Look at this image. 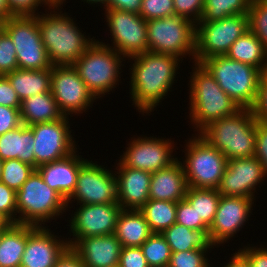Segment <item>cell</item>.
Wrapping results in <instances>:
<instances>
[{
    "mask_svg": "<svg viewBox=\"0 0 267 267\" xmlns=\"http://www.w3.org/2000/svg\"><path fill=\"white\" fill-rule=\"evenodd\" d=\"M127 60V64L130 63L128 93L131 105L139 112V116H150L174 91L172 88L178 81L177 74H180V64L183 61L176 56L150 51L131 56Z\"/></svg>",
    "mask_w": 267,
    "mask_h": 267,
    "instance_id": "1",
    "label": "cell"
},
{
    "mask_svg": "<svg viewBox=\"0 0 267 267\" xmlns=\"http://www.w3.org/2000/svg\"><path fill=\"white\" fill-rule=\"evenodd\" d=\"M62 9L46 8L43 9L45 13L42 11L37 14L42 43L52 66L73 65L95 41L94 36L87 35L77 25L79 23H76L75 16L71 17L72 14Z\"/></svg>",
    "mask_w": 267,
    "mask_h": 267,
    "instance_id": "2",
    "label": "cell"
},
{
    "mask_svg": "<svg viewBox=\"0 0 267 267\" xmlns=\"http://www.w3.org/2000/svg\"><path fill=\"white\" fill-rule=\"evenodd\" d=\"M188 87L189 116L193 132L199 133L209 123L233 115L240 109L221 89L209 71L201 64H192Z\"/></svg>",
    "mask_w": 267,
    "mask_h": 267,
    "instance_id": "3",
    "label": "cell"
},
{
    "mask_svg": "<svg viewBox=\"0 0 267 267\" xmlns=\"http://www.w3.org/2000/svg\"><path fill=\"white\" fill-rule=\"evenodd\" d=\"M198 134L228 160L255 155L256 118L251 109L240 108L233 115L209 123Z\"/></svg>",
    "mask_w": 267,
    "mask_h": 267,
    "instance_id": "4",
    "label": "cell"
},
{
    "mask_svg": "<svg viewBox=\"0 0 267 267\" xmlns=\"http://www.w3.org/2000/svg\"><path fill=\"white\" fill-rule=\"evenodd\" d=\"M126 61L123 55L95 39L73 64V67L99 101L104 96L113 93L114 89L120 85L119 83H122L121 77L123 68H126Z\"/></svg>",
    "mask_w": 267,
    "mask_h": 267,
    "instance_id": "5",
    "label": "cell"
},
{
    "mask_svg": "<svg viewBox=\"0 0 267 267\" xmlns=\"http://www.w3.org/2000/svg\"><path fill=\"white\" fill-rule=\"evenodd\" d=\"M17 224L48 226L67 214L66 201L35 171L16 192ZM65 212V213H64ZM61 216V217H60Z\"/></svg>",
    "mask_w": 267,
    "mask_h": 267,
    "instance_id": "6",
    "label": "cell"
},
{
    "mask_svg": "<svg viewBox=\"0 0 267 267\" xmlns=\"http://www.w3.org/2000/svg\"><path fill=\"white\" fill-rule=\"evenodd\" d=\"M201 64L236 105L240 108H252L263 75L260 69L232 60L226 55L207 58Z\"/></svg>",
    "mask_w": 267,
    "mask_h": 267,
    "instance_id": "7",
    "label": "cell"
},
{
    "mask_svg": "<svg viewBox=\"0 0 267 267\" xmlns=\"http://www.w3.org/2000/svg\"><path fill=\"white\" fill-rule=\"evenodd\" d=\"M180 145L184 156L178 158L183 165L188 187L217 189L228 159L198 133H193ZM185 157V158H184Z\"/></svg>",
    "mask_w": 267,
    "mask_h": 267,
    "instance_id": "8",
    "label": "cell"
},
{
    "mask_svg": "<svg viewBox=\"0 0 267 267\" xmlns=\"http://www.w3.org/2000/svg\"><path fill=\"white\" fill-rule=\"evenodd\" d=\"M148 51L190 59L194 63L196 24L182 16L172 15L146 20Z\"/></svg>",
    "mask_w": 267,
    "mask_h": 267,
    "instance_id": "9",
    "label": "cell"
},
{
    "mask_svg": "<svg viewBox=\"0 0 267 267\" xmlns=\"http://www.w3.org/2000/svg\"><path fill=\"white\" fill-rule=\"evenodd\" d=\"M249 30L248 13L196 24L194 62L226 55L233 42Z\"/></svg>",
    "mask_w": 267,
    "mask_h": 267,
    "instance_id": "10",
    "label": "cell"
},
{
    "mask_svg": "<svg viewBox=\"0 0 267 267\" xmlns=\"http://www.w3.org/2000/svg\"><path fill=\"white\" fill-rule=\"evenodd\" d=\"M106 32L110 35L111 44L98 41L113 48L126 59L148 51L147 23L139 14L116 9H105ZM108 29V30H107ZM104 41V42H103Z\"/></svg>",
    "mask_w": 267,
    "mask_h": 267,
    "instance_id": "11",
    "label": "cell"
},
{
    "mask_svg": "<svg viewBox=\"0 0 267 267\" xmlns=\"http://www.w3.org/2000/svg\"><path fill=\"white\" fill-rule=\"evenodd\" d=\"M5 32L16 50L18 69L51 68L46 48L42 43L36 16H12L4 21Z\"/></svg>",
    "mask_w": 267,
    "mask_h": 267,
    "instance_id": "12",
    "label": "cell"
},
{
    "mask_svg": "<svg viewBox=\"0 0 267 267\" xmlns=\"http://www.w3.org/2000/svg\"><path fill=\"white\" fill-rule=\"evenodd\" d=\"M157 135L147 136L140 135L130 137L127 141L125 151L120 155L119 160L125 167L139 169L154 173L168 167L174 163L179 157H176V149L178 150L174 139L156 137ZM175 150V151H174ZM174 154V155H173Z\"/></svg>",
    "mask_w": 267,
    "mask_h": 267,
    "instance_id": "13",
    "label": "cell"
},
{
    "mask_svg": "<svg viewBox=\"0 0 267 267\" xmlns=\"http://www.w3.org/2000/svg\"><path fill=\"white\" fill-rule=\"evenodd\" d=\"M87 160L77 176V183L66 206L118 203L117 180L113 168Z\"/></svg>",
    "mask_w": 267,
    "mask_h": 267,
    "instance_id": "14",
    "label": "cell"
},
{
    "mask_svg": "<svg viewBox=\"0 0 267 267\" xmlns=\"http://www.w3.org/2000/svg\"><path fill=\"white\" fill-rule=\"evenodd\" d=\"M78 205L67 206V212L73 207L75 210L69 213L71 218L67 219L69 224L66 225L69 226V232L66 235V238L68 234L70 235L67 238L69 247L80 238L109 235L115 232L117 220L122 211L118 203Z\"/></svg>",
    "mask_w": 267,
    "mask_h": 267,
    "instance_id": "15",
    "label": "cell"
},
{
    "mask_svg": "<svg viewBox=\"0 0 267 267\" xmlns=\"http://www.w3.org/2000/svg\"><path fill=\"white\" fill-rule=\"evenodd\" d=\"M71 118L63 116L52 122L31 125L34 137L35 169L72 154L78 147ZM72 133V134H71ZM77 142V143H76Z\"/></svg>",
    "mask_w": 267,
    "mask_h": 267,
    "instance_id": "16",
    "label": "cell"
},
{
    "mask_svg": "<svg viewBox=\"0 0 267 267\" xmlns=\"http://www.w3.org/2000/svg\"><path fill=\"white\" fill-rule=\"evenodd\" d=\"M51 92L60 112L70 118L90 112L93 103L98 101L73 65L52 66Z\"/></svg>",
    "mask_w": 267,
    "mask_h": 267,
    "instance_id": "17",
    "label": "cell"
},
{
    "mask_svg": "<svg viewBox=\"0 0 267 267\" xmlns=\"http://www.w3.org/2000/svg\"><path fill=\"white\" fill-rule=\"evenodd\" d=\"M255 200L246 197L221 196L215 214L214 221L209 228L208 234L212 244L219 248L241 231L248 222L253 210Z\"/></svg>",
    "mask_w": 267,
    "mask_h": 267,
    "instance_id": "18",
    "label": "cell"
},
{
    "mask_svg": "<svg viewBox=\"0 0 267 267\" xmlns=\"http://www.w3.org/2000/svg\"><path fill=\"white\" fill-rule=\"evenodd\" d=\"M264 180L267 177L257 157L229 159L217 191L221 196L246 197L257 201V191L260 185H265Z\"/></svg>",
    "mask_w": 267,
    "mask_h": 267,
    "instance_id": "19",
    "label": "cell"
},
{
    "mask_svg": "<svg viewBox=\"0 0 267 267\" xmlns=\"http://www.w3.org/2000/svg\"><path fill=\"white\" fill-rule=\"evenodd\" d=\"M48 227L27 225V244L20 267H54L69 247L66 236L62 237Z\"/></svg>",
    "mask_w": 267,
    "mask_h": 267,
    "instance_id": "20",
    "label": "cell"
},
{
    "mask_svg": "<svg viewBox=\"0 0 267 267\" xmlns=\"http://www.w3.org/2000/svg\"><path fill=\"white\" fill-rule=\"evenodd\" d=\"M114 164L118 204L124 210H140L149 200L152 173L125 167L119 160Z\"/></svg>",
    "mask_w": 267,
    "mask_h": 267,
    "instance_id": "21",
    "label": "cell"
},
{
    "mask_svg": "<svg viewBox=\"0 0 267 267\" xmlns=\"http://www.w3.org/2000/svg\"><path fill=\"white\" fill-rule=\"evenodd\" d=\"M79 147L70 155L36 168L44 182L65 201L74 192L80 167L88 160L79 155ZM79 152V153H78Z\"/></svg>",
    "mask_w": 267,
    "mask_h": 267,
    "instance_id": "22",
    "label": "cell"
},
{
    "mask_svg": "<svg viewBox=\"0 0 267 267\" xmlns=\"http://www.w3.org/2000/svg\"><path fill=\"white\" fill-rule=\"evenodd\" d=\"M70 248L86 267H116L122 245L113 233L80 238Z\"/></svg>",
    "mask_w": 267,
    "mask_h": 267,
    "instance_id": "23",
    "label": "cell"
},
{
    "mask_svg": "<svg viewBox=\"0 0 267 267\" xmlns=\"http://www.w3.org/2000/svg\"><path fill=\"white\" fill-rule=\"evenodd\" d=\"M188 184L179 159L152 173L149 199L178 202L185 199Z\"/></svg>",
    "mask_w": 267,
    "mask_h": 267,
    "instance_id": "24",
    "label": "cell"
},
{
    "mask_svg": "<svg viewBox=\"0 0 267 267\" xmlns=\"http://www.w3.org/2000/svg\"><path fill=\"white\" fill-rule=\"evenodd\" d=\"M34 142L32 127L22 124L0 135V159H18L35 168Z\"/></svg>",
    "mask_w": 267,
    "mask_h": 267,
    "instance_id": "25",
    "label": "cell"
},
{
    "mask_svg": "<svg viewBox=\"0 0 267 267\" xmlns=\"http://www.w3.org/2000/svg\"><path fill=\"white\" fill-rule=\"evenodd\" d=\"M152 234L140 210L122 209L114 232L122 247H140Z\"/></svg>",
    "mask_w": 267,
    "mask_h": 267,
    "instance_id": "26",
    "label": "cell"
},
{
    "mask_svg": "<svg viewBox=\"0 0 267 267\" xmlns=\"http://www.w3.org/2000/svg\"><path fill=\"white\" fill-rule=\"evenodd\" d=\"M51 74L52 67L39 70L16 69L5 76L22 102L30 96L50 92Z\"/></svg>",
    "mask_w": 267,
    "mask_h": 267,
    "instance_id": "27",
    "label": "cell"
},
{
    "mask_svg": "<svg viewBox=\"0 0 267 267\" xmlns=\"http://www.w3.org/2000/svg\"><path fill=\"white\" fill-rule=\"evenodd\" d=\"M20 114L22 124L26 126L56 121L64 116L60 112L51 91L30 96L23 100L21 102Z\"/></svg>",
    "mask_w": 267,
    "mask_h": 267,
    "instance_id": "28",
    "label": "cell"
},
{
    "mask_svg": "<svg viewBox=\"0 0 267 267\" xmlns=\"http://www.w3.org/2000/svg\"><path fill=\"white\" fill-rule=\"evenodd\" d=\"M208 231L209 229L192 230L175 222L161 234L164 236L172 252L193 249H215L209 238Z\"/></svg>",
    "mask_w": 267,
    "mask_h": 267,
    "instance_id": "29",
    "label": "cell"
},
{
    "mask_svg": "<svg viewBox=\"0 0 267 267\" xmlns=\"http://www.w3.org/2000/svg\"><path fill=\"white\" fill-rule=\"evenodd\" d=\"M226 56L267 72V51L250 29L233 42Z\"/></svg>",
    "mask_w": 267,
    "mask_h": 267,
    "instance_id": "30",
    "label": "cell"
},
{
    "mask_svg": "<svg viewBox=\"0 0 267 267\" xmlns=\"http://www.w3.org/2000/svg\"><path fill=\"white\" fill-rule=\"evenodd\" d=\"M27 244V225L9 224L0 235V267H20Z\"/></svg>",
    "mask_w": 267,
    "mask_h": 267,
    "instance_id": "31",
    "label": "cell"
},
{
    "mask_svg": "<svg viewBox=\"0 0 267 267\" xmlns=\"http://www.w3.org/2000/svg\"><path fill=\"white\" fill-rule=\"evenodd\" d=\"M177 202L149 199L140 211L153 233H162L176 222Z\"/></svg>",
    "mask_w": 267,
    "mask_h": 267,
    "instance_id": "32",
    "label": "cell"
},
{
    "mask_svg": "<svg viewBox=\"0 0 267 267\" xmlns=\"http://www.w3.org/2000/svg\"><path fill=\"white\" fill-rule=\"evenodd\" d=\"M221 195L217 189L188 187L185 199L195 208L198 219L210 228L219 205Z\"/></svg>",
    "mask_w": 267,
    "mask_h": 267,
    "instance_id": "33",
    "label": "cell"
},
{
    "mask_svg": "<svg viewBox=\"0 0 267 267\" xmlns=\"http://www.w3.org/2000/svg\"><path fill=\"white\" fill-rule=\"evenodd\" d=\"M251 0H204L200 21H216L249 11Z\"/></svg>",
    "mask_w": 267,
    "mask_h": 267,
    "instance_id": "34",
    "label": "cell"
},
{
    "mask_svg": "<svg viewBox=\"0 0 267 267\" xmlns=\"http://www.w3.org/2000/svg\"><path fill=\"white\" fill-rule=\"evenodd\" d=\"M140 248L148 265L169 264L172 251L161 233H153Z\"/></svg>",
    "mask_w": 267,
    "mask_h": 267,
    "instance_id": "35",
    "label": "cell"
},
{
    "mask_svg": "<svg viewBox=\"0 0 267 267\" xmlns=\"http://www.w3.org/2000/svg\"><path fill=\"white\" fill-rule=\"evenodd\" d=\"M34 171L33 166L18 159L5 160L0 181L17 192Z\"/></svg>",
    "mask_w": 267,
    "mask_h": 267,
    "instance_id": "36",
    "label": "cell"
},
{
    "mask_svg": "<svg viewBox=\"0 0 267 267\" xmlns=\"http://www.w3.org/2000/svg\"><path fill=\"white\" fill-rule=\"evenodd\" d=\"M248 16L249 29L262 42L267 51V0H251Z\"/></svg>",
    "mask_w": 267,
    "mask_h": 267,
    "instance_id": "37",
    "label": "cell"
},
{
    "mask_svg": "<svg viewBox=\"0 0 267 267\" xmlns=\"http://www.w3.org/2000/svg\"><path fill=\"white\" fill-rule=\"evenodd\" d=\"M212 249H193L188 251L172 252L170 267H214L210 264Z\"/></svg>",
    "mask_w": 267,
    "mask_h": 267,
    "instance_id": "38",
    "label": "cell"
},
{
    "mask_svg": "<svg viewBox=\"0 0 267 267\" xmlns=\"http://www.w3.org/2000/svg\"><path fill=\"white\" fill-rule=\"evenodd\" d=\"M145 20L175 15L173 0H142L139 13Z\"/></svg>",
    "mask_w": 267,
    "mask_h": 267,
    "instance_id": "39",
    "label": "cell"
},
{
    "mask_svg": "<svg viewBox=\"0 0 267 267\" xmlns=\"http://www.w3.org/2000/svg\"><path fill=\"white\" fill-rule=\"evenodd\" d=\"M18 69L16 50L10 36L4 31L0 37V75Z\"/></svg>",
    "mask_w": 267,
    "mask_h": 267,
    "instance_id": "40",
    "label": "cell"
},
{
    "mask_svg": "<svg viewBox=\"0 0 267 267\" xmlns=\"http://www.w3.org/2000/svg\"><path fill=\"white\" fill-rule=\"evenodd\" d=\"M0 216L9 224H17L16 191L0 181Z\"/></svg>",
    "mask_w": 267,
    "mask_h": 267,
    "instance_id": "41",
    "label": "cell"
},
{
    "mask_svg": "<svg viewBox=\"0 0 267 267\" xmlns=\"http://www.w3.org/2000/svg\"><path fill=\"white\" fill-rule=\"evenodd\" d=\"M176 223L192 230L209 229L202 219H198L195 208L186 199L177 202Z\"/></svg>",
    "mask_w": 267,
    "mask_h": 267,
    "instance_id": "42",
    "label": "cell"
},
{
    "mask_svg": "<svg viewBox=\"0 0 267 267\" xmlns=\"http://www.w3.org/2000/svg\"><path fill=\"white\" fill-rule=\"evenodd\" d=\"M175 15L182 16L197 24L204 11V0H173Z\"/></svg>",
    "mask_w": 267,
    "mask_h": 267,
    "instance_id": "43",
    "label": "cell"
},
{
    "mask_svg": "<svg viewBox=\"0 0 267 267\" xmlns=\"http://www.w3.org/2000/svg\"><path fill=\"white\" fill-rule=\"evenodd\" d=\"M12 16H36L40 8H48L43 0H7Z\"/></svg>",
    "mask_w": 267,
    "mask_h": 267,
    "instance_id": "44",
    "label": "cell"
},
{
    "mask_svg": "<svg viewBox=\"0 0 267 267\" xmlns=\"http://www.w3.org/2000/svg\"><path fill=\"white\" fill-rule=\"evenodd\" d=\"M241 243L237 251L248 261L251 267H267V246ZM267 245V244H266Z\"/></svg>",
    "mask_w": 267,
    "mask_h": 267,
    "instance_id": "45",
    "label": "cell"
},
{
    "mask_svg": "<svg viewBox=\"0 0 267 267\" xmlns=\"http://www.w3.org/2000/svg\"><path fill=\"white\" fill-rule=\"evenodd\" d=\"M251 111L257 121L267 123V72L260 78L257 97Z\"/></svg>",
    "mask_w": 267,
    "mask_h": 267,
    "instance_id": "46",
    "label": "cell"
},
{
    "mask_svg": "<svg viewBox=\"0 0 267 267\" xmlns=\"http://www.w3.org/2000/svg\"><path fill=\"white\" fill-rule=\"evenodd\" d=\"M119 267H147L148 262L145 259L140 247H122L119 258Z\"/></svg>",
    "mask_w": 267,
    "mask_h": 267,
    "instance_id": "47",
    "label": "cell"
},
{
    "mask_svg": "<svg viewBox=\"0 0 267 267\" xmlns=\"http://www.w3.org/2000/svg\"><path fill=\"white\" fill-rule=\"evenodd\" d=\"M20 109L0 105V135L22 125Z\"/></svg>",
    "mask_w": 267,
    "mask_h": 267,
    "instance_id": "48",
    "label": "cell"
},
{
    "mask_svg": "<svg viewBox=\"0 0 267 267\" xmlns=\"http://www.w3.org/2000/svg\"><path fill=\"white\" fill-rule=\"evenodd\" d=\"M255 157L259 159L267 177V123L256 120Z\"/></svg>",
    "mask_w": 267,
    "mask_h": 267,
    "instance_id": "49",
    "label": "cell"
},
{
    "mask_svg": "<svg viewBox=\"0 0 267 267\" xmlns=\"http://www.w3.org/2000/svg\"><path fill=\"white\" fill-rule=\"evenodd\" d=\"M0 105L10 108H21V101L17 93L4 75H0Z\"/></svg>",
    "mask_w": 267,
    "mask_h": 267,
    "instance_id": "50",
    "label": "cell"
},
{
    "mask_svg": "<svg viewBox=\"0 0 267 267\" xmlns=\"http://www.w3.org/2000/svg\"><path fill=\"white\" fill-rule=\"evenodd\" d=\"M142 0H107L104 9H116L139 14Z\"/></svg>",
    "mask_w": 267,
    "mask_h": 267,
    "instance_id": "51",
    "label": "cell"
},
{
    "mask_svg": "<svg viewBox=\"0 0 267 267\" xmlns=\"http://www.w3.org/2000/svg\"><path fill=\"white\" fill-rule=\"evenodd\" d=\"M54 267H86L81 258L68 247L57 259Z\"/></svg>",
    "mask_w": 267,
    "mask_h": 267,
    "instance_id": "52",
    "label": "cell"
},
{
    "mask_svg": "<svg viewBox=\"0 0 267 267\" xmlns=\"http://www.w3.org/2000/svg\"><path fill=\"white\" fill-rule=\"evenodd\" d=\"M228 258V260L226 259L227 263H223L222 266L220 264L219 267H251L248 261L238 251H235Z\"/></svg>",
    "mask_w": 267,
    "mask_h": 267,
    "instance_id": "53",
    "label": "cell"
},
{
    "mask_svg": "<svg viewBox=\"0 0 267 267\" xmlns=\"http://www.w3.org/2000/svg\"><path fill=\"white\" fill-rule=\"evenodd\" d=\"M9 17H12L8 10L7 0H0V20L5 21Z\"/></svg>",
    "mask_w": 267,
    "mask_h": 267,
    "instance_id": "54",
    "label": "cell"
},
{
    "mask_svg": "<svg viewBox=\"0 0 267 267\" xmlns=\"http://www.w3.org/2000/svg\"><path fill=\"white\" fill-rule=\"evenodd\" d=\"M44 3L46 4V6L48 8H58V7H65L66 6V2L68 3V1L66 0H43Z\"/></svg>",
    "mask_w": 267,
    "mask_h": 267,
    "instance_id": "55",
    "label": "cell"
},
{
    "mask_svg": "<svg viewBox=\"0 0 267 267\" xmlns=\"http://www.w3.org/2000/svg\"><path fill=\"white\" fill-rule=\"evenodd\" d=\"M84 2V4L86 3H88L89 4V7H90V5H91V7L93 6H95V4H96V6H95V8L96 7H98V6H100V8H104L105 6H106V4H107V0H81V2Z\"/></svg>",
    "mask_w": 267,
    "mask_h": 267,
    "instance_id": "56",
    "label": "cell"
},
{
    "mask_svg": "<svg viewBox=\"0 0 267 267\" xmlns=\"http://www.w3.org/2000/svg\"><path fill=\"white\" fill-rule=\"evenodd\" d=\"M9 225V223L0 216V228H6Z\"/></svg>",
    "mask_w": 267,
    "mask_h": 267,
    "instance_id": "57",
    "label": "cell"
},
{
    "mask_svg": "<svg viewBox=\"0 0 267 267\" xmlns=\"http://www.w3.org/2000/svg\"><path fill=\"white\" fill-rule=\"evenodd\" d=\"M4 31H5L4 21L0 20V37L3 34Z\"/></svg>",
    "mask_w": 267,
    "mask_h": 267,
    "instance_id": "58",
    "label": "cell"
},
{
    "mask_svg": "<svg viewBox=\"0 0 267 267\" xmlns=\"http://www.w3.org/2000/svg\"><path fill=\"white\" fill-rule=\"evenodd\" d=\"M2 167H3V160L0 159V180H1V176H2Z\"/></svg>",
    "mask_w": 267,
    "mask_h": 267,
    "instance_id": "59",
    "label": "cell"
},
{
    "mask_svg": "<svg viewBox=\"0 0 267 267\" xmlns=\"http://www.w3.org/2000/svg\"><path fill=\"white\" fill-rule=\"evenodd\" d=\"M147 267H170V266H169V264H166V265H159V266L148 265Z\"/></svg>",
    "mask_w": 267,
    "mask_h": 267,
    "instance_id": "60",
    "label": "cell"
},
{
    "mask_svg": "<svg viewBox=\"0 0 267 267\" xmlns=\"http://www.w3.org/2000/svg\"><path fill=\"white\" fill-rule=\"evenodd\" d=\"M4 229L5 228H0V235L2 234V232H3Z\"/></svg>",
    "mask_w": 267,
    "mask_h": 267,
    "instance_id": "61",
    "label": "cell"
}]
</instances>
